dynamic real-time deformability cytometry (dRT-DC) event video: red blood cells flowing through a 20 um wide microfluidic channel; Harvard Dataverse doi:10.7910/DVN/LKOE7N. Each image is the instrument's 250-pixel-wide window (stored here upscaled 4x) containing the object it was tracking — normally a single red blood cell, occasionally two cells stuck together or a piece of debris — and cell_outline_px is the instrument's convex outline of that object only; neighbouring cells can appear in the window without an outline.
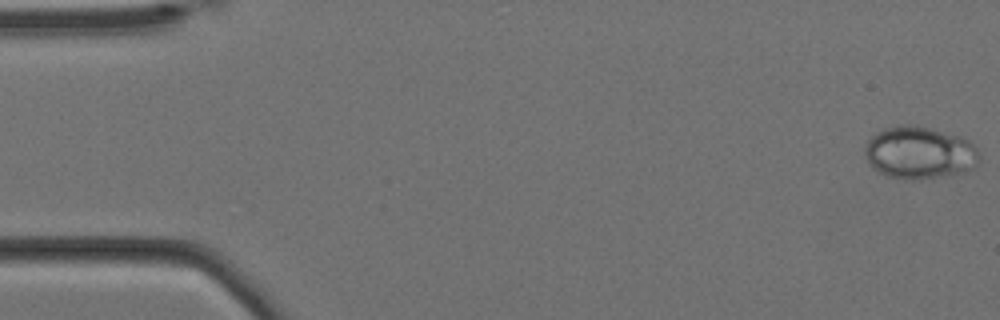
{"species": "Egyptian fruit bat (a non-hibernating species)", "species_latin": "Rousettus aegyptiacus", "temperature_condition": "cold", "stored_images_in_passage": 58, "segment_of_instrument_passage": [1, 2], "camera_frame_rate_fps": 3000, "um_per_image_px": 0.085, "animal": {"sex": "female"}, "frame": {"image": 1, "passage_image": 1, "time_ms": 0.0, "image_size_px": [1000, 320], "cell_outline_px": [[976, 164], [972, 168], [964, 172], [916, 180], [904, 180], [884, 176], [876, 172], [868, 164], [864, 152], [864, 148], [868, 140], [876, 132], [884, 128], [900, 124], [908, 124], [928, 128], [960, 136], [968, 140], [976, 148]], "centroid_in_image_um": [78.06, 12.99], "position_along_channel_um": 6.9, "area_um2": 35.03}}